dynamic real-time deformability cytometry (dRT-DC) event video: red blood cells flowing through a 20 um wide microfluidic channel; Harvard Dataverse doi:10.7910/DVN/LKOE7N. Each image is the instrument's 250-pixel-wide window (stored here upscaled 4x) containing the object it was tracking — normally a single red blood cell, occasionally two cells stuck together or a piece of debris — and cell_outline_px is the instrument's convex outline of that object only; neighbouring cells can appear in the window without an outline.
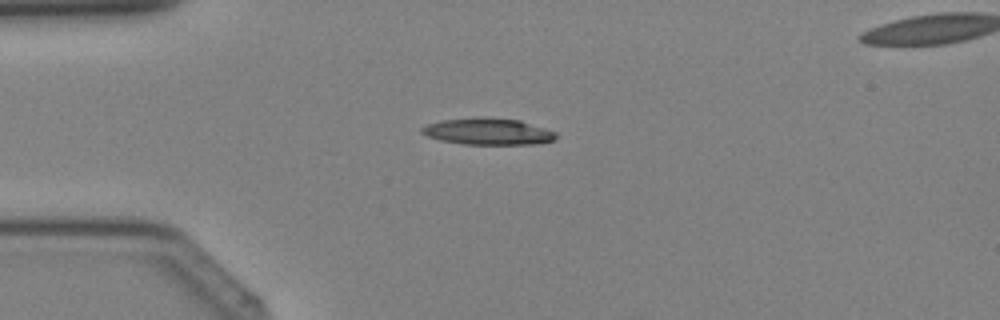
{"species": "Egyptian fruit bat (a non-hibernating species)", "species_latin": "Rousettus aegyptiacus", "temperature_condition": "cold", "stored_images_in_passage": 30, "camera_frame_rate_fps": 3000, "um_per_image_px": 0.085, "animal": {"sex": "female"}, "frame": {"image": 1, "passage_image": 1, "time_ms": 0.0, "image_size_px": [1000, 320], "cell_outline_px": [[556, 140], [532, 144], [464, 144], [440, 140], [428, 136], [420, 132], [420, 128], [428, 124], [440, 120], [476, 116], [488, 116], [520, 120], [556, 132]], "centroid_in_image_um": [41.45, 11.15], "position_along_channel_um": 43.5, "area_um2": 21.04}}
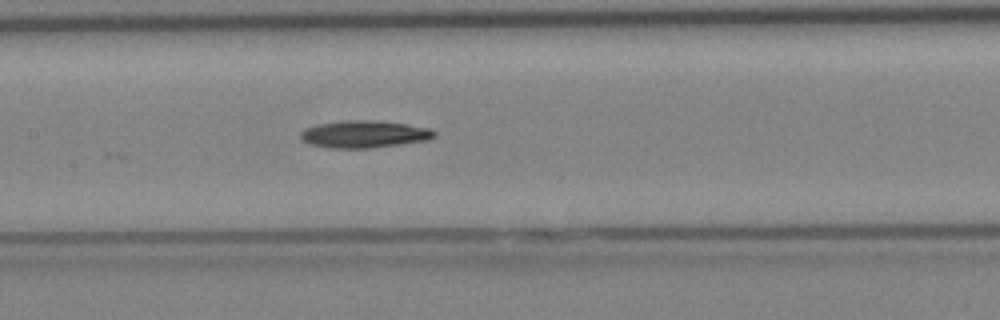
{"frame": {"image": 2, "passage_image": 10, "time_ms": 3.0, "image_size_px": [1000, 320], "cell_outline_px": [[436, 136], [428, 140], [372, 148], [328, 148], [308, 144], [300, 140], [300, 132], [304, 128], [316, 124], [340, 120], [368, 120], [408, 124], [432, 128], [436, 132]], "centroid_in_image_um": [30.92, 11.4], "position_along_channel_um": 176.5, "area_um2": 21.62}}
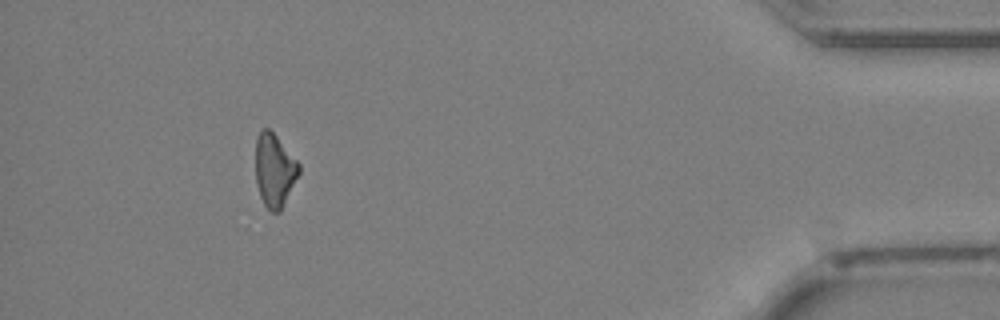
{"frame": {"image": 3, "passage_image": 27, "time_ms": 8.667, "image_size_px": [1000, 320], "cell_outline_px": [[300, 172], [280, 212], [272, 212], [264, 204], [260, 196], [256, 184], [256, 136], [264, 128], [268, 128], [276, 136], [300, 164]], "centroid_in_image_um": [23.33, 14.48], "position_along_channel_um": 411.9, "area_um2": 18.32}}